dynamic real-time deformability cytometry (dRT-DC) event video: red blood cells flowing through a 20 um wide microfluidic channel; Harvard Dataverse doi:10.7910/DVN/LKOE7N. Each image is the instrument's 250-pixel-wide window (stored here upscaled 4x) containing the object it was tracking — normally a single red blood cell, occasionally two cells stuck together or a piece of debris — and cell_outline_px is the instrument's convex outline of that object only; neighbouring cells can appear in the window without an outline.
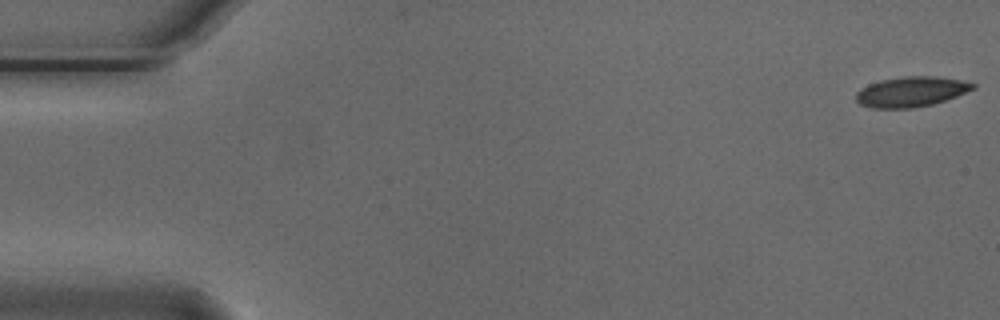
{"species": "Egyptian fruit bat (a non-hibernating species)", "species_latin": "Rousettus aegyptiacus", "temperature_condition": "cold", "stored_images_in_passage": 55, "camera_frame_rate_fps": 3000, "um_per_image_px": 0.085, "animal": {"sex": "male"}, "frame": {"image": 1, "passage_image": 1, "time_ms": 0.0, "image_size_px": [1000, 320], "cell_outline_px": [[976, 88], [956, 96], [932, 104], [912, 108], [872, 108], [860, 104], [856, 100], [856, 92], [860, 88], [868, 84], [880, 80], [904, 76], [936, 76], [960, 80], [976, 84]], "centroid_in_image_um": [77.42, 7.79], "position_along_channel_um": 7.6, "area_um2": 20.52}}
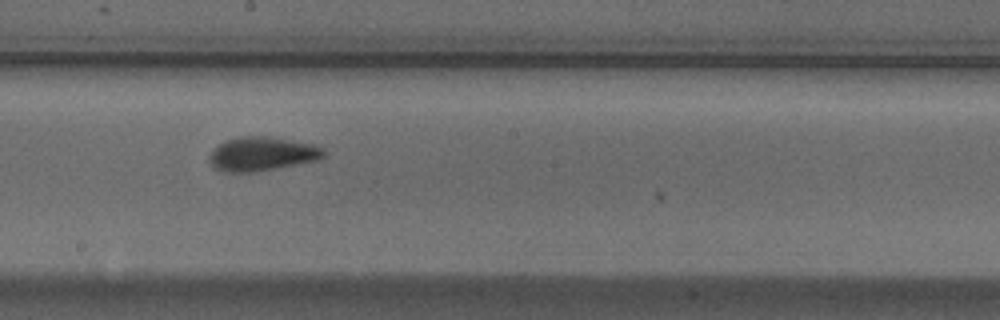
{"frame": {"image": 2, "passage_image": 30, "time_ms": 9.667, "image_size_px": [1000, 320], "cell_outline_px": [[328, 152], [320, 160], [256, 172], [224, 172], [212, 168], [208, 160], [208, 156], [220, 144], [228, 140], [240, 136], [268, 136], [316, 144], [324, 148]], "centroid_in_image_um": [22.32, 13.09], "position_along_channel_um": 225.9, "area_um2": 23.0}}
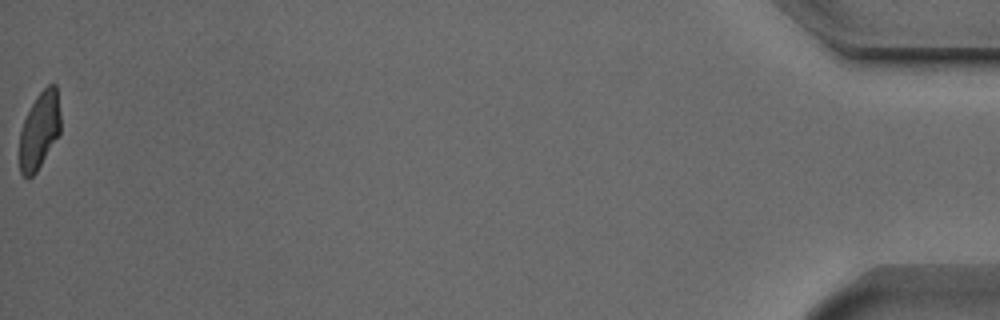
{"frame": {"image": 3, "passage_image": 55, "time_ms": 18.0, "image_size_px": [1000, 320], "cell_outline_px": [[60, 132], [36, 172], [28, 180], [20, 172], [20, 132], [24, 120], [36, 96], [48, 84], [56, 84], [60, 112]], "centroid_in_image_um": [3.35, 11.08], "position_along_channel_um": 431.8, "area_um2": 18.21}, "authors_computed_cell_mechanics": {"area_um2": 20.8658, "velocity_mm_per_s": 3.7339, "shape_relaxation_time_tau1_ms": 5.0551, "shape_relaxation_time_tau2_ms": 3.0745, "deformation_change_tau1": 0.1342, "deformation_change_tau2": 0.0717}}